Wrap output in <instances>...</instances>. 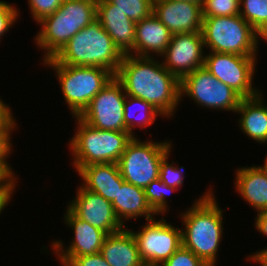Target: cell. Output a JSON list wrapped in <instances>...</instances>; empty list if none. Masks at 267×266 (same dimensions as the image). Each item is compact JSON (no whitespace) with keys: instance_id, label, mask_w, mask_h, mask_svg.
<instances>
[{"instance_id":"cell-11","label":"cell","mask_w":267,"mask_h":266,"mask_svg":"<svg viewBox=\"0 0 267 266\" xmlns=\"http://www.w3.org/2000/svg\"><path fill=\"white\" fill-rule=\"evenodd\" d=\"M157 217L141 224L137 231L130 228L146 266H161L182 246L181 227L169 223L164 215Z\"/></svg>"},{"instance_id":"cell-35","label":"cell","mask_w":267,"mask_h":266,"mask_svg":"<svg viewBox=\"0 0 267 266\" xmlns=\"http://www.w3.org/2000/svg\"><path fill=\"white\" fill-rule=\"evenodd\" d=\"M60 266H110L101 253L80 257H56Z\"/></svg>"},{"instance_id":"cell-6","label":"cell","mask_w":267,"mask_h":266,"mask_svg":"<svg viewBox=\"0 0 267 266\" xmlns=\"http://www.w3.org/2000/svg\"><path fill=\"white\" fill-rule=\"evenodd\" d=\"M40 65L53 70L72 117L80 116L91 100L114 77L105 68L64 65L53 58L43 61Z\"/></svg>"},{"instance_id":"cell-13","label":"cell","mask_w":267,"mask_h":266,"mask_svg":"<svg viewBox=\"0 0 267 266\" xmlns=\"http://www.w3.org/2000/svg\"><path fill=\"white\" fill-rule=\"evenodd\" d=\"M63 215V225L65 224L68 231L70 229L73 231V237L66 244L63 239L52 240L50 249L47 246H43L44 249L41 248L40 251L43 250L41 253L49 254L51 250L54 257H80L100 253L107 234L75 216L68 208H65ZM48 249L49 252L47 253Z\"/></svg>"},{"instance_id":"cell-7","label":"cell","mask_w":267,"mask_h":266,"mask_svg":"<svg viewBox=\"0 0 267 266\" xmlns=\"http://www.w3.org/2000/svg\"><path fill=\"white\" fill-rule=\"evenodd\" d=\"M201 33L206 52L260 55L261 36L240 15L203 17Z\"/></svg>"},{"instance_id":"cell-39","label":"cell","mask_w":267,"mask_h":266,"mask_svg":"<svg viewBox=\"0 0 267 266\" xmlns=\"http://www.w3.org/2000/svg\"><path fill=\"white\" fill-rule=\"evenodd\" d=\"M264 164H261V165H258V168L265 174V176L267 177V154L265 155L264 157V161H263Z\"/></svg>"},{"instance_id":"cell-17","label":"cell","mask_w":267,"mask_h":266,"mask_svg":"<svg viewBox=\"0 0 267 266\" xmlns=\"http://www.w3.org/2000/svg\"><path fill=\"white\" fill-rule=\"evenodd\" d=\"M97 20L123 55L135 56L136 22L116 9L108 0L97 1Z\"/></svg>"},{"instance_id":"cell-28","label":"cell","mask_w":267,"mask_h":266,"mask_svg":"<svg viewBox=\"0 0 267 266\" xmlns=\"http://www.w3.org/2000/svg\"><path fill=\"white\" fill-rule=\"evenodd\" d=\"M171 151L173 152L174 148L170 149L162 159L160 165L159 179L167 186L174 187L179 190L182 189V186H184V178H186L184 174L185 167L180 166V163L179 165H176L178 164L177 161L171 160L172 162H169L170 157H172L170 156V154L172 155Z\"/></svg>"},{"instance_id":"cell-26","label":"cell","mask_w":267,"mask_h":266,"mask_svg":"<svg viewBox=\"0 0 267 266\" xmlns=\"http://www.w3.org/2000/svg\"><path fill=\"white\" fill-rule=\"evenodd\" d=\"M262 36L267 31V0H240V14Z\"/></svg>"},{"instance_id":"cell-2","label":"cell","mask_w":267,"mask_h":266,"mask_svg":"<svg viewBox=\"0 0 267 266\" xmlns=\"http://www.w3.org/2000/svg\"><path fill=\"white\" fill-rule=\"evenodd\" d=\"M211 186V187H210ZM199 195L186 210L177 216L182 223V246L191 250L208 266H217L218 255L224 236V209L215 197L214 185ZM213 187V188H212Z\"/></svg>"},{"instance_id":"cell-14","label":"cell","mask_w":267,"mask_h":266,"mask_svg":"<svg viewBox=\"0 0 267 266\" xmlns=\"http://www.w3.org/2000/svg\"><path fill=\"white\" fill-rule=\"evenodd\" d=\"M205 46L201 32L173 34L164 54L163 66L179 80L204 67Z\"/></svg>"},{"instance_id":"cell-1","label":"cell","mask_w":267,"mask_h":266,"mask_svg":"<svg viewBox=\"0 0 267 266\" xmlns=\"http://www.w3.org/2000/svg\"><path fill=\"white\" fill-rule=\"evenodd\" d=\"M125 94L150 103L164 118L173 120L180 106V80L155 57L123 56L114 76Z\"/></svg>"},{"instance_id":"cell-42","label":"cell","mask_w":267,"mask_h":266,"mask_svg":"<svg viewBox=\"0 0 267 266\" xmlns=\"http://www.w3.org/2000/svg\"><path fill=\"white\" fill-rule=\"evenodd\" d=\"M261 40H262V42H266V44H267V31L261 36ZM264 40V41H263Z\"/></svg>"},{"instance_id":"cell-37","label":"cell","mask_w":267,"mask_h":266,"mask_svg":"<svg viewBox=\"0 0 267 266\" xmlns=\"http://www.w3.org/2000/svg\"><path fill=\"white\" fill-rule=\"evenodd\" d=\"M249 254L244 260L249 261L250 263L254 262L256 264H259V266H267V246L259 249V251H252V253Z\"/></svg>"},{"instance_id":"cell-25","label":"cell","mask_w":267,"mask_h":266,"mask_svg":"<svg viewBox=\"0 0 267 266\" xmlns=\"http://www.w3.org/2000/svg\"><path fill=\"white\" fill-rule=\"evenodd\" d=\"M145 197L148 205L158 215L167 216L170 211L168 195L175 191H179L174 187L167 186L159 178L151 181L148 186L144 189ZM167 213V214H166ZM166 214V215H165Z\"/></svg>"},{"instance_id":"cell-15","label":"cell","mask_w":267,"mask_h":266,"mask_svg":"<svg viewBox=\"0 0 267 266\" xmlns=\"http://www.w3.org/2000/svg\"><path fill=\"white\" fill-rule=\"evenodd\" d=\"M74 199L66 202L75 216L88 222L93 227L104 231L107 235L117 233L125 226L117 218L113 205L103 196L85 189L81 184L77 187Z\"/></svg>"},{"instance_id":"cell-33","label":"cell","mask_w":267,"mask_h":266,"mask_svg":"<svg viewBox=\"0 0 267 266\" xmlns=\"http://www.w3.org/2000/svg\"><path fill=\"white\" fill-rule=\"evenodd\" d=\"M161 266H208L191 250L181 246Z\"/></svg>"},{"instance_id":"cell-27","label":"cell","mask_w":267,"mask_h":266,"mask_svg":"<svg viewBox=\"0 0 267 266\" xmlns=\"http://www.w3.org/2000/svg\"><path fill=\"white\" fill-rule=\"evenodd\" d=\"M129 19L139 22L153 13V0H108Z\"/></svg>"},{"instance_id":"cell-30","label":"cell","mask_w":267,"mask_h":266,"mask_svg":"<svg viewBox=\"0 0 267 266\" xmlns=\"http://www.w3.org/2000/svg\"><path fill=\"white\" fill-rule=\"evenodd\" d=\"M19 10L17 5L0 0V41L14 27L15 23L17 24L18 19L21 20V11Z\"/></svg>"},{"instance_id":"cell-29","label":"cell","mask_w":267,"mask_h":266,"mask_svg":"<svg viewBox=\"0 0 267 266\" xmlns=\"http://www.w3.org/2000/svg\"><path fill=\"white\" fill-rule=\"evenodd\" d=\"M202 17L234 16L240 14V0H204Z\"/></svg>"},{"instance_id":"cell-10","label":"cell","mask_w":267,"mask_h":266,"mask_svg":"<svg viewBox=\"0 0 267 266\" xmlns=\"http://www.w3.org/2000/svg\"><path fill=\"white\" fill-rule=\"evenodd\" d=\"M259 59L257 56H241L233 53L206 52L204 68L219 81L228 85L243 99L261 93L253 80Z\"/></svg>"},{"instance_id":"cell-4","label":"cell","mask_w":267,"mask_h":266,"mask_svg":"<svg viewBox=\"0 0 267 266\" xmlns=\"http://www.w3.org/2000/svg\"><path fill=\"white\" fill-rule=\"evenodd\" d=\"M74 135L68 142L72 168L78 172L83 166L116 163L133 136L129 132L101 130L84 122L79 116L72 117Z\"/></svg>"},{"instance_id":"cell-32","label":"cell","mask_w":267,"mask_h":266,"mask_svg":"<svg viewBox=\"0 0 267 266\" xmlns=\"http://www.w3.org/2000/svg\"><path fill=\"white\" fill-rule=\"evenodd\" d=\"M18 129H0V167L7 174H16L17 171L13 170L12 164L9 163L8 159L13 153V141L11 138L14 135V131ZM12 133V134H11ZM13 150V151H12Z\"/></svg>"},{"instance_id":"cell-31","label":"cell","mask_w":267,"mask_h":266,"mask_svg":"<svg viewBox=\"0 0 267 266\" xmlns=\"http://www.w3.org/2000/svg\"><path fill=\"white\" fill-rule=\"evenodd\" d=\"M64 0H27L30 15L37 24L44 17L53 14L59 9Z\"/></svg>"},{"instance_id":"cell-20","label":"cell","mask_w":267,"mask_h":266,"mask_svg":"<svg viewBox=\"0 0 267 266\" xmlns=\"http://www.w3.org/2000/svg\"><path fill=\"white\" fill-rule=\"evenodd\" d=\"M135 56L160 58L172 37L170 30L152 13L136 22Z\"/></svg>"},{"instance_id":"cell-36","label":"cell","mask_w":267,"mask_h":266,"mask_svg":"<svg viewBox=\"0 0 267 266\" xmlns=\"http://www.w3.org/2000/svg\"><path fill=\"white\" fill-rule=\"evenodd\" d=\"M2 97V96H0ZM0 98V129H18L16 117L11 106Z\"/></svg>"},{"instance_id":"cell-19","label":"cell","mask_w":267,"mask_h":266,"mask_svg":"<svg viewBox=\"0 0 267 266\" xmlns=\"http://www.w3.org/2000/svg\"><path fill=\"white\" fill-rule=\"evenodd\" d=\"M77 174L85 189L103 196L111 203L117 198L118 187L125 182L116 163L83 166Z\"/></svg>"},{"instance_id":"cell-41","label":"cell","mask_w":267,"mask_h":266,"mask_svg":"<svg viewBox=\"0 0 267 266\" xmlns=\"http://www.w3.org/2000/svg\"><path fill=\"white\" fill-rule=\"evenodd\" d=\"M7 175V173L0 167V181Z\"/></svg>"},{"instance_id":"cell-24","label":"cell","mask_w":267,"mask_h":266,"mask_svg":"<svg viewBox=\"0 0 267 266\" xmlns=\"http://www.w3.org/2000/svg\"><path fill=\"white\" fill-rule=\"evenodd\" d=\"M158 117H163L162 120H164V116L150 103L140 98L126 95L124 103V122L127 126V132L133 137H137V129L144 131L145 128L152 127Z\"/></svg>"},{"instance_id":"cell-8","label":"cell","mask_w":267,"mask_h":266,"mask_svg":"<svg viewBox=\"0 0 267 266\" xmlns=\"http://www.w3.org/2000/svg\"><path fill=\"white\" fill-rule=\"evenodd\" d=\"M140 139L139 135L132 138L117 165L125 182L145 189L151 181L159 178L162 159L175 146L167 138L164 141Z\"/></svg>"},{"instance_id":"cell-23","label":"cell","mask_w":267,"mask_h":266,"mask_svg":"<svg viewBox=\"0 0 267 266\" xmlns=\"http://www.w3.org/2000/svg\"><path fill=\"white\" fill-rule=\"evenodd\" d=\"M129 228L127 226L117 233L107 235L104 239L100 253L110 266H146Z\"/></svg>"},{"instance_id":"cell-21","label":"cell","mask_w":267,"mask_h":266,"mask_svg":"<svg viewBox=\"0 0 267 266\" xmlns=\"http://www.w3.org/2000/svg\"><path fill=\"white\" fill-rule=\"evenodd\" d=\"M234 174L233 186L240 198L256 213L267 210V177L258 166L238 165Z\"/></svg>"},{"instance_id":"cell-34","label":"cell","mask_w":267,"mask_h":266,"mask_svg":"<svg viewBox=\"0 0 267 266\" xmlns=\"http://www.w3.org/2000/svg\"><path fill=\"white\" fill-rule=\"evenodd\" d=\"M19 176L16 174H7L0 181V216L8 204L10 205L11 200L14 199V194L16 193V186L19 184ZM18 180V181H17ZM18 183V184H17ZM13 197V198H12Z\"/></svg>"},{"instance_id":"cell-3","label":"cell","mask_w":267,"mask_h":266,"mask_svg":"<svg viewBox=\"0 0 267 266\" xmlns=\"http://www.w3.org/2000/svg\"><path fill=\"white\" fill-rule=\"evenodd\" d=\"M96 19L97 1L64 0L57 11L37 23L40 29L33 43L43 52L39 63L54 58L74 35Z\"/></svg>"},{"instance_id":"cell-16","label":"cell","mask_w":267,"mask_h":266,"mask_svg":"<svg viewBox=\"0 0 267 266\" xmlns=\"http://www.w3.org/2000/svg\"><path fill=\"white\" fill-rule=\"evenodd\" d=\"M201 6L187 1L153 0V14L172 34L201 32Z\"/></svg>"},{"instance_id":"cell-22","label":"cell","mask_w":267,"mask_h":266,"mask_svg":"<svg viewBox=\"0 0 267 266\" xmlns=\"http://www.w3.org/2000/svg\"><path fill=\"white\" fill-rule=\"evenodd\" d=\"M114 212L120 222L127 227L129 220L143 217L150 221L158 216L148 205L143 188L124 182L118 187L117 198L112 202Z\"/></svg>"},{"instance_id":"cell-5","label":"cell","mask_w":267,"mask_h":266,"mask_svg":"<svg viewBox=\"0 0 267 266\" xmlns=\"http://www.w3.org/2000/svg\"><path fill=\"white\" fill-rule=\"evenodd\" d=\"M123 56L96 19L74 35L53 59L64 65L105 68L115 76Z\"/></svg>"},{"instance_id":"cell-38","label":"cell","mask_w":267,"mask_h":266,"mask_svg":"<svg viewBox=\"0 0 267 266\" xmlns=\"http://www.w3.org/2000/svg\"><path fill=\"white\" fill-rule=\"evenodd\" d=\"M254 228L260 235L267 237V210H264L255 215Z\"/></svg>"},{"instance_id":"cell-9","label":"cell","mask_w":267,"mask_h":266,"mask_svg":"<svg viewBox=\"0 0 267 266\" xmlns=\"http://www.w3.org/2000/svg\"><path fill=\"white\" fill-rule=\"evenodd\" d=\"M188 97L196 107L203 109L233 112L243 99L228 85L219 81L204 67L198 68L180 80V103Z\"/></svg>"},{"instance_id":"cell-12","label":"cell","mask_w":267,"mask_h":266,"mask_svg":"<svg viewBox=\"0 0 267 266\" xmlns=\"http://www.w3.org/2000/svg\"><path fill=\"white\" fill-rule=\"evenodd\" d=\"M125 99L123 85L113 77L79 117L97 129L127 132L124 122Z\"/></svg>"},{"instance_id":"cell-40","label":"cell","mask_w":267,"mask_h":266,"mask_svg":"<svg viewBox=\"0 0 267 266\" xmlns=\"http://www.w3.org/2000/svg\"><path fill=\"white\" fill-rule=\"evenodd\" d=\"M172 1H181V2L187 1V2H192V3L200 4V5H202L204 2V0H172Z\"/></svg>"},{"instance_id":"cell-18","label":"cell","mask_w":267,"mask_h":266,"mask_svg":"<svg viewBox=\"0 0 267 266\" xmlns=\"http://www.w3.org/2000/svg\"><path fill=\"white\" fill-rule=\"evenodd\" d=\"M261 93L252 98L242 99L235 114L238 116V127L247 138L257 144L267 146V101Z\"/></svg>"}]
</instances>
